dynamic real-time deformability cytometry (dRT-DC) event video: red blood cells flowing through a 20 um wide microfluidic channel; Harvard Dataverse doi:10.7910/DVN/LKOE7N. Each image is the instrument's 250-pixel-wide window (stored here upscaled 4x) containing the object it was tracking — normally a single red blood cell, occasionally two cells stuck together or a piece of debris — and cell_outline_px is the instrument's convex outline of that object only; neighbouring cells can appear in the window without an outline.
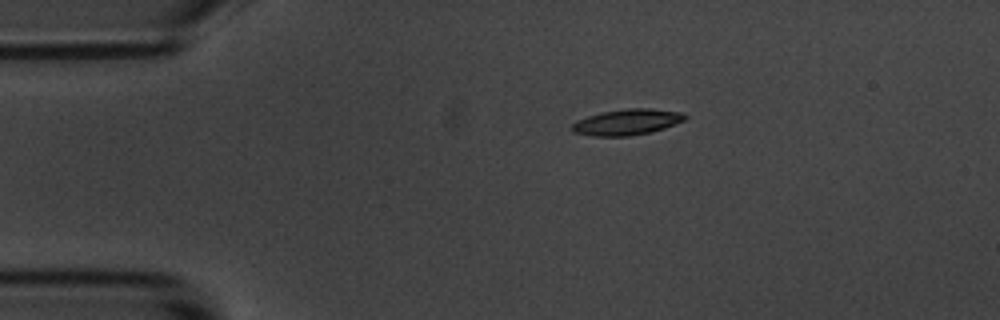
{"species": "common noctule bat (a hibernating species)", "species_latin": "Nyctalus noctula", "temperature_condition": "room temperature", "stored_images_in_passage": 7, "camera_frame_rate_fps": 3000, "um_per_image_px": 0.085, "animal": {"sex": "male", "body_mass_g": 20.1, "forearm_length_mm": 53.5}, "frame": {"image": 1, "passage_image": 1, "time_ms": 0.0, "image_size_px": [1000, 320], "cell_outline_px": [[688, 116], [684, 120], [664, 128], [648, 132], [628, 136], [592, 136], [572, 132], [572, 124], [576, 120], [588, 116], [604, 112], [628, 108], [648, 108], [680, 112]], "centroid_in_image_um": [53.26, 10.38], "position_along_channel_um": 31.7, "area_um2": 16.82}}
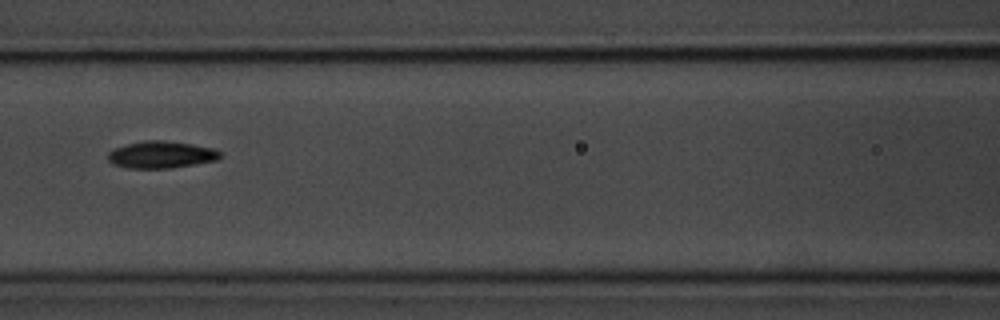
{"frame": {"image": 2, "passage_image": 5, "time_ms": 4.667, "image_size_px": [1000, 320], "cell_outline_px": [[220, 156], [216, 160], [168, 168], [128, 168], [112, 164], [108, 160], [108, 152], [116, 148], [128, 144], [144, 140], [164, 140], [192, 144], [216, 148], [220, 152]], "centroid_in_image_um": [13.69, 13.14], "position_along_channel_um": 152.9, "area_um2": 17.51}}
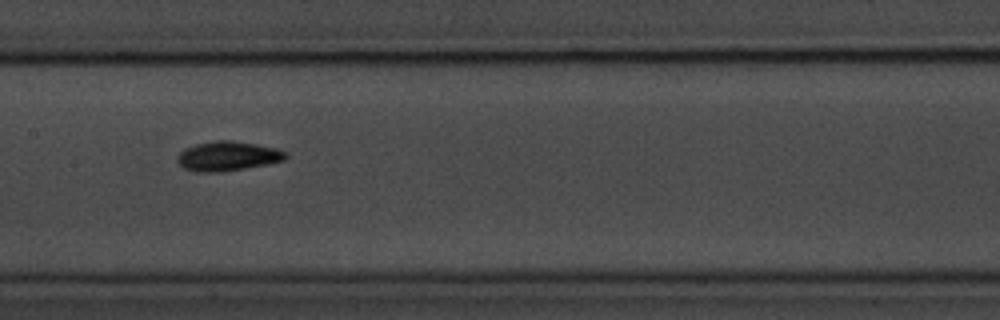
{"frame": {"image": 3, "passage_image": 6, "time_ms": 5.667, "image_size_px": [1000, 320], "cell_outline_px": [[288, 156], [284, 160], [268, 164], [224, 172], [196, 172], [184, 168], [176, 160], [176, 156], [184, 148], [196, 144], [216, 140], [232, 140], [256, 144], [276, 148], [288, 152]], "centroid_in_image_um": [19.35, 13.27], "position_along_channel_um": 188.0, "area_um2": 18.84}}